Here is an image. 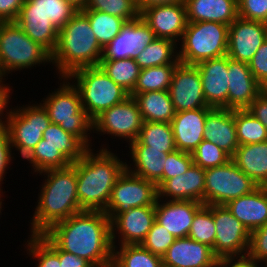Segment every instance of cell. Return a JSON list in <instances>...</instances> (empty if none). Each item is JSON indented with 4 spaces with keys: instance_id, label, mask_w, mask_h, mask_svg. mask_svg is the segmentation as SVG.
I'll return each mask as SVG.
<instances>
[{
    "instance_id": "cell-1",
    "label": "cell",
    "mask_w": 267,
    "mask_h": 267,
    "mask_svg": "<svg viewBox=\"0 0 267 267\" xmlns=\"http://www.w3.org/2000/svg\"><path fill=\"white\" fill-rule=\"evenodd\" d=\"M44 234L62 251L94 267H112L110 218L104 211L83 210L55 223Z\"/></svg>"
},
{
    "instance_id": "cell-2",
    "label": "cell",
    "mask_w": 267,
    "mask_h": 267,
    "mask_svg": "<svg viewBox=\"0 0 267 267\" xmlns=\"http://www.w3.org/2000/svg\"><path fill=\"white\" fill-rule=\"evenodd\" d=\"M92 151L87 149L72 163L76 168L78 202L82 210L105 211L111 191L127 164L106 148L95 155Z\"/></svg>"
},
{
    "instance_id": "cell-3",
    "label": "cell",
    "mask_w": 267,
    "mask_h": 267,
    "mask_svg": "<svg viewBox=\"0 0 267 267\" xmlns=\"http://www.w3.org/2000/svg\"><path fill=\"white\" fill-rule=\"evenodd\" d=\"M41 193L31 220L32 235H40L52 225L83 211L77 197L76 168L71 164L65 168L48 169Z\"/></svg>"
},
{
    "instance_id": "cell-4",
    "label": "cell",
    "mask_w": 267,
    "mask_h": 267,
    "mask_svg": "<svg viewBox=\"0 0 267 267\" xmlns=\"http://www.w3.org/2000/svg\"><path fill=\"white\" fill-rule=\"evenodd\" d=\"M103 48L99 45L88 17L81 11L58 30V41L51 61L60 72L61 78L73 71L99 66Z\"/></svg>"
},
{
    "instance_id": "cell-5",
    "label": "cell",
    "mask_w": 267,
    "mask_h": 267,
    "mask_svg": "<svg viewBox=\"0 0 267 267\" xmlns=\"http://www.w3.org/2000/svg\"><path fill=\"white\" fill-rule=\"evenodd\" d=\"M77 12L78 9L66 0H26L15 22L32 41L52 54L58 30Z\"/></svg>"
},
{
    "instance_id": "cell-6",
    "label": "cell",
    "mask_w": 267,
    "mask_h": 267,
    "mask_svg": "<svg viewBox=\"0 0 267 267\" xmlns=\"http://www.w3.org/2000/svg\"><path fill=\"white\" fill-rule=\"evenodd\" d=\"M71 78L77 81L74 86L79 91L83 109L92 120L129 97V93L116 84L100 66L79 68L64 77V80Z\"/></svg>"
},
{
    "instance_id": "cell-7",
    "label": "cell",
    "mask_w": 267,
    "mask_h": 267,
    "mask_svg": "<svg viewBox=\"0 0 267 267\" xmlns=\"http://www.w3.org/2000/svg\"><path fill=\"white\" fill-rule=\"evenodd\" d=\"M229 25L219 22H188L178 52L180 63L196 65L227 55Z\"/></svg>"
},
{
    "instance_id": "cell-8",
    "label": "cell",
    "mask_w": 267,
    "mask_h": 267,
    "mask_svg": "<svg viewBox=\"0 0 267 267\" xmlns=\"http://www.w3.org/2000/svg\"><path fill=\"white\" fill-rule=\"evenodd\" d=\"M41 104L48 113L51 123L58 124L74 135L87 149H91L88 131L93 130V120L83 109L79 91L70 82H63L57 91L46 97Z\"/></svg>"
},
{
    "instance_id": "cell-9",
    "label": "cell",
    "mask_w": 267,
    "mask_h": 267,
    "mask_svg": "<svg viewBox=\"0 0 267 267\" xmlns=\"http://www.w3.org/2000/svg\"><path fill=\"white\" fill-rule=\"evenodd\" d=\"M52 62L51 54L39 43L32 41L16 22L0 25V78L12 70Z\"/></svg>"
},
{
    "instance_id": "cell-10",
    "label": "cell",
    "mask_w": 267,
    "mask_h": 267,
    "mask_svg": "<svg viewBox=\"0 0 267 267\" xmlns=\"http://www.w3.org/2000/svg\"><path fill=\"white\" fill-rule=\"evenodd\" d=\"M204 183V205H225L259 187L232 160L222 166L205 169Z\"/></svg>"
},
{
    "instance_id": "cell-11",
    "label": "cell",
    "mask_w": 267,
    "mask_h": 267,
    "mask_svg": "<svg viewBox=\"0 0 267 267\" xmlns=\"http://www.w3.org/2000/svg\"><path fill=\"white\" fill-rule=\"evenodd\" d=\"M6 111V127L9 131L11 147H16L26 158L42 139L43 132L51 121L47 111L41 105L21 107Z\"/></svg>"
},
{
    "instance_id": "cell-12",
    "label": "cell",
    "mask_w": 267,
    "mask_h": 267,
    "mask_svg": "<svg viewBox=\"0 0 267 267\" xmlns=\"http://www.w3.org/2000/svg\"><path fill=\"white\" fill-rule=\"evenodd\" d=\"M158 189L154 182L138 177L127 169L114 185L105 213L119 215L134 207L155 205Z\"/></svg>"
},
{
    "instance_id": "cell-13",
    "label": "cell",
    "mask_w": 267,
    "mask_h": 267,
    "mask_svg": "<svg viewBox=\"0 0 267 267\" xmlns=\"http://www.w3.org/2000/svg\"><path fill=\"white\" fill-rule=\"evenodd\" d=\"M213 218L216 227L214 255L218 259L224 257L237 259V257L246 256L251 235L248 229L231 214L225 205H213Z\"/></svg>"
},
{
    "instance_id": "cell-14",
    "label": "cell",
    "mask_w": 267,
    "mask_h": 267,
    "mask_svg": "<svg viewBox=\"0 0 267 267\" xmlns=\"http://www.w3.org/2000/svg\"><path fill=\"white\" fill-rule=\"evenodd\" d=\"M143 123L137 102L129 96L97 116L93 120V129L103 134L123 137L131 143L138 138Z\"/></svg>"
},
{
    "instance_id": "cell-15",
    "label": "cell",
    "mask_w": 267,
    "mask_h": 267,
    "mask_svg": "<svg viewBox=\"0 0 267 267\" xmlns=\"http://www.w3.org/2000/svg\"><path fill=\"white\" fill-rule=\"evenodd\" d=\"M168 92L176 113L210 107L206 103L196 65L179 63L174 70Z\"/></svg>"
},
{
    "instance_id": "cell-16",
    "label": "cell",
    "mask_w": 267,
    "mask_h": 267,
    "mask_svg": "<svg viewBox=\"0 0 267 267\" xmlns=\"http://www.w3.org/2000/svg\"><path fill=\"white\" fill-rule=\"evenodd\" d=\"M267 40V23L235 19L228 30L227 56L235 61L246 62Z\"/></svg>"
},
{
    "instance_id": "cell-17",
    "label": "cell",
    "mask_w": 267,
    "mask_h": 267,
    "mask_svg": "<svg viewBox=\"0 0 267 267\" xmlns=\"http://www.w3.org/2000/svg\"><path fill=\"white\" fill-rule=\"evenodd\" d=\"M154 39L155 33L141 17L126 22L119 34L103 48L101 60L135 58Z\"/></svg>"
},
{
    "instance_id": "cell-18",
    "label": "cell",
    "mask_w": 267,
    "mask_h": 267,
    "mask_svg": "<svg viewBox=\"0 0 267 267\" xmlns=\"http://www.w3.org/2000/svg\"><path fill=\"white\" fill-rule=\"evenodd\" d=\"M109 218L113 249L117 231L121 235V245L141 244L155 221V205L134 207L119 215H109Z\"/></svg>"
},
{
    "instance_id": "cell-19",
    "label": "cell",
    "mask_w": 267,
    "mask_h": 267,
    "mask_svg": "<svg viewBox=\"0 0 267 267\" xmlns=\"http://www.w3.org/2000/svg\"><path fill=\"white\" fill-rule=\"evenodd\" d=\"M140 17L156 38L169 39L175 43L181 40L188 23L185 3L149 7L140 13Z\"/></svg>"
},
{
    "instance_id": "cell-20",
    "label": "cell",
    "mask_w": 267,
    "mask_h": 267,
    "mask_svg": "<svg viewBox=\"0 0 267 267\" xmlns=\"http://www.w3.org/2000/svg\"><path fill=\"white\" fill-rule=\"evenodd\" d=\"M196 66L207 105L228 109V56L204 60Z\"/></svg>"
},
{
    "instance_id": "cell-21",
    "label": "cell",
    "mask_w": 267,
    "mask_h": 267,
    "mask_svg": "<svg viewBox=\"0 0 267 267\" xmlns=\"http://www.w3.org/2000/svg\"><path fill=\"white\" fill-rule=\"evenodd\" d=\"M228 74V109H247L264 88L254 78L246 62L228 57Z\"/></svg>"
},
{
    "instance_id": "cell-22",
    "label": "cell",
    "mask_w": 267,
    "mask_h": 267,
    "mask_svg": "<svg viewBox=\"0 0 267 267\" xmlns=\"http://www.w3.org/2000/svg\"><path fill=\"white\" fill-rule=\"evenodd\" d=\"M155 203V220L174 237H188L195 213L204 205L193 200H168Z\"/></svg>"
},
{
    "instance_id": "cell-23",
    "label": "cell",
    "mask_w": 267,
    "mask_h": 267,
    "mask_svg": "<svg viewBox=\"0 0 267 267\" xmlns=\"http://www.w3.org/2000/svg\"><path fill=\"white\" fill-rule=\"evenodd\" d=\"M163 267H216L218 258L211 247L189 237L176 238L162 257Z\"/></svg>"
},
{
    "instance_id": "cell-24",
    "label": "cell",
    "mask_w": 267,
    "mask_h": 267,
    "mask_svg": "<svg viewBox=\"0 0 267 267\" xmlns=\"http://www.w3.org/2000/svg\"><path fill=\"white\" fill-rule=\"evenodd\" d=\"M212 107L177 112L171 121L177 150L192 153L204 140L205 119Z\"/></svg>"
},
{
    "instance_id": "cell-25",
    "label": "cell",
    "mask_w": 267,
    "mask_h": 267,
    "mask_svg": "<svg viewBox=\"0 0 267 267\" xmlns=\"http://www.w3.org/2000/svg\"><path fill=\"white\" fill-rule=\"evenodd\" d=\"M203 138L214 143L232 157L239 146L234 110L213 108L205 119Z\"/></svg>"
},
{
    "instance_id": "cell-26",
    "label": "cell",
    "mask_w": 267,
    "mask_h": 267,
    "mask_svg": "<svg viewBox=\"0 0 267 267\" xmlns=\"http://www.w3.org/2000/svg\"><path fill=\"white\" fill-rule=\"evenodd\" d=\"M205 169L192 164L186 172L166 180L158 188V197L169 200H193L204 204Z\"/></svg>"
},
{
    "instance_id": "cell-27",
    "label": "cell",
    "mask_w": 267,
    "mask_h": 267,
    "mask_svg": "<svg viewBox=\"0 0 267 267\" xmlns=\"http://www.w3.org/2000/svg\"><path fill=\"white\" fill-rule=\"evenodd\" d=\"M225 206L251 233L267 222V186H259Z\"/></svg>"
},
{
    "instance_id": "cell-28",
    "label": "cell",
    "mask_w": 267,
    "mask_h": 267,
    "mask_svg": "<svg viewBox=\"0 0 267 267\" xmlns=\"http://www.w3.org/2000/svg\"><path fill=\"white\" fill-rule=\"evenodd\" d=\"M188 22H219L230 25L238 15V0H185Z\"/></svg>"
},
{
    "instance_id": "cell-29",
    "label": "cell",
    "mask_w": 267,
    "mask_h": 267,
    "mask_svg": "<svg viewBox=\"0 0 267 267\" xmlns=\"http://www.w3.org/2000/svg\"><path fill=\"white\" fill-rule=\"evenodd\" d=\"M231 160L259 186H267V141L239 145Z\"/></svg>"
},
{
    "instance_id": "cell-30",
    "label": "cell",
    "mask_w": 267,
    "mask_h": 267,
    "mask_svg": "<svg viewBox=\"0 0 267 267\" xmlns=\"http://www.w3.org/2000/svg\"><path fill=\"white\" fill-rule=\"evenodd\" d=\"M135 169L127 165V170L141 178L152 181L157 189L163 184V170L168 153L162 150L149 149L147 145H130ZM129 166V167H128Z\"/></svg>"
},
{
    "instance_id": "cell-31",
    "label": "cell",
    "mask_w": 267,
    "mask_h": 267,
    "mask_svg": "<svg viewBox=\"0 0 267 267\" xmlns=\"http://www.w3.org/2000/svg\"><path fill=\"white\" fill-rule=\"evenodd\" d=\"M139 106L144 121L171 123L176 111L168 91L129 94Z\"/></svg>"
},
{
    "instance_id": "cell-32",
    "label": "cell",
    "mask_w": 267,
    "mask_h": 267,
    "mask_svg": "<svg viewBox=\"0 0 267 267\" xmlns=\"http://www.w3.org/2000/svg\"><path fill=\"white\" fill-rule=\"evenodd\" d=\"M130 145H147L149 149L170 153L176 150L171 123L144 121L138 138Z\"/></svg>"
},
{
    "instance_id": "cell-33",
    "label": "cell",
    "mask_w": 267,
    "mask_h": 267,
    "mask_svg": "<svg viewBox=\"0 0 267 267\" xmlns=\"http://www.w3.org/2000/svg\"><path fill=\"white\" fill-rule=\"evenodd\" d=\"M177 43L164 38H156L147 47L138 52L135 60L140 69L161 66L165 64H179ZM176 54V55H174Z\"/></svg>"
},
{
    "instance_id": "cell-34",
    "label": "cell",
    "mask_w": 267,
    "mask_h": 267,
    "mask_svg": "<svg viewBox=\"0 0 267 267\" xmlns=\"http://www.w3.org/2000/svg\"><path fill=\"white\" fill-rule=\"evenodd\" d=\"M41 145L57 148L71 163L80 159L87 150L74 135L53 123L43 132Z\"/></svg>"
},
{
    "instance_id": "cell-35",
    "label": "cell",
    "mask_w": 267,
    "mask_h": 267,
    "mask_svg": "<svg viewBox=\"0 0 267 267\" xmlns=\"http://www.w3.org/2000/svg\"><path fill=\"white\" fill-rule=\"evenodd\" d=\"M178 64H165L141 69L134 90L130 94L168 91Z\"/></svg>"
},
{
    "instance_id": "cell-36",
    "label": "cell",
    "mask_w": 267,
    "mask_h": 267,
    "mask_svg": "<svg viewBox=\"0 0 267 267\" xmlns=\"http://www.w3.org/2000/svg\"><path fill=\"white\" fill-rule=\"evenodd\" d=\"M113 249L112 267H163L162 257L151 253L141 244L121 245Z\"/></svg>"
},
{
    "instance_id": "cell-37",
    "label": "cell",
    "mask_w": 267,
    "mask_h": 267,
    "mask_svg": "<svg viewBox=\"0 0 267 267\" xmlns=\"http://www.w3.org/2000/svg\"><path fill=\"white\" fill-rule=\"evenodd\" d=\"M99 66L126 92L130 94L134 90L141 70L135 58L101 60Z\"/></svg>"
},
{
    "instance_id": "cell-38",
    "label": "cell",
    "mask_w": 267,
    "mask_h": 267,
    "mask_svg": "<svg viewBox=\"0 0 267 267\" xmlns=\"http://www.w3.org/2000/svg\"><path fill=\"white\" fill-rule=\"evenodd\" d=\"M89 19L99 45L104 48L121 31L126 21L117 16L96 10H81Z\"/></svg>"
},
{
    "instance_id": "cell-39",
    "label": "cell",
    "mask_w": 267,
    "mask_h": 267,
    "mask_svg": "<svg viewBox=\"0 0 267 267\" xmlns=\"http://www.w3.org/2000/svg\"><path fill=\"white\" fill-rule=\"evenodd\" d=\"M234 120L239 145L267 141L266 127L247 109L234 110Z\"/></svg>"
},
{
    "instance_id": "cell-40",
    "label": "cell",
    "mask_w": 267,
    "mask_h": 267,
    "mask_svg": "<svg viewBox=\"0 0 267 267\" xmlns=\"http://www.w3.org/2000/svg\"><path fill=\"white\" fill-rule=\"evenodd\" d=\"M216 236L213 205H203L196 213L188 237L212 248Z\"/></svg>"
},
{
    "instance_id": "cell-41",
    "label": "cell",
    "mask_w": 267,
    "mask_h": 267,
    "mask_svg": "<svg viewBox=\"0 0 267 267\" xmlns=\"http://www.w3.org/2000/svg\"><path fill=\"white\" fill-rule=\"evenodd\" d=\"M25 159L30 161L37 173L48 169L65 168L72 164L57 148L41 145V140Z\"/></svg>"
},
{
    "instance_id": "cell-42",
    "label": "cell",
    "mask_w": 267,
    "mask_h": 267,
    "mask_svg": "<svg viewBox=\"0 0 267 267\" xmlns=\"http://www.w3.org/2000/svg\"><path fill=\"white\" fill-rule=\"evenodd\" d=\"M30 238L27 247L29 254L37 258V267H61L60 249L44 233Z\"/></svg>"
},
{
    "instance_id": "cell-43",
    "label": "cell",
    "mask_w": 267,
    "mask_h": 267,
    "mask_svg": "<svg viewBox=\"0 0 267 267\" xmlns=\"http://www.w3.org/2000/svg\"><path fill=\"white\" fill-rule=\"evenodd\" d=\"M82 10L102 11L122 18L126 22L136 20L140 17L135 0H87Z\"/></svg>"
},
{
    "instance_id": "cell-44",
    "label": "cell",
    "mask_w": 267,
    "mask_h": 267,
    "mask_svg": "<svg viewBox=\"0 0 267 267\" xmlns=\"http://www.w3.org/2000/svg\"><path fill=\"white\" fill-rule=\"evenodd\" d=\"M191 154L193 164L202 169L222 166L231 160V157L224 150L206 140H203Z\"/></svg>"
},
{
    "instance_id": "cell-45",
    "label": "cell",
    "mask_w": 267,
    "mask_h": 267,
    "mask_svg": "<svg viewBox=\"0 0 267 267\" xmlns=\"http://www.w3.org/2000/svg\"><path fill=\"white\" fill-rule=\"evenodd\" d=\"M175 240L176 237L155 220L141 245L151 253L163 257Z\"/></svg>"
},
{
    "instance_id": "cell-46",
    "label": "cell",
    "mask_w": 267,
    "mask_h": 267,
    "mask_svg": "<svg viewBox=\"0 0 267 267\" xmlns=\"http://www.w3.org/2000/svg\"><path fill=\"white\" fill-rule=\"evenodd\" d=\"M193 164L192 154L174 150L166 156L163 170V183L175 176L183 174Z\"/></svg>"
},
{
    "instance_id": "cell-47",
    "label": "cell",
    "mask_w": 267,
    "mask_h": 267,
    "mask_svg": "<svg viewBox=\"0 0 267 267\" xmlns=\"http://www.w3.org/2000/svg\"><path fill=\"white\" fill-rule=\"evenodd\" d=\"M239 18L267 23V0H238Z\"/></svg>"
},
{
    "instance_id": "cell-48",
    "label": "cell",
    "mask_w": 267,
    "mask_h": 267,
    "mask_svg": "<svg viewBox=\"0 0 267 267\" xmlns=\"http://www.w3.org/2000/svg\"><path fill=\"white\" fill-rule=\"evenodd\" d=\"M247 255L260 263H267V222L251 232Z\"/></svg>"
},
{
    "instance_id": "cell-49",
    "label": "cell",
    "mask_w": 267,
    "mask_h": 267,
    "mask_svg": "<svg viewBox=\"0 0 267 267\" xmlns=\"http://www.w3.org/2000/svg\"><path fill=\"white\" fill-rule=\"evenodd\" d=\"M248 66L257 82L264 89L267 88V40L256 51Z\"/></svg>"
},
{
    "instance_id": "cell-50",
    "label": "cell",
    "mask_w": 267,
    "mask_h": 267,
    "mask_svg": "<svg viewBox=\"0 0 267 267\" xmlns=\"http://www.w3.org/2000/svg\"><path fill=\"white\" fill-rule=\"evenodd\" d=\"M11 144L7 127L0 128V182L3 181L6 168L11 158ZM1 184V183H0Z\"/></svg>"
},
{
    "instance_id": "cell-51",
    "label": "cell",
    "mask_w": 267,
    "mask_h": 267,
    "mask_svg": "<svg viewBox=\"0 0 267 267\" xmlns=\"http://www.w3.org/2000/svg\"><path fill=\"white\" fill-rule=\"evenodd\" d=\"M26 0H0V21L15 22Z\"/></svg>"
},
{
    "instance_id": "cell-52",
    "label": "cell",
    "mask_w": 267,
    "mask_h": 267,
    "mask_svg": "<svg viewBox=\"0 0 267 267\" xmlns=\"http://www.w3.org/2000/svg\"><path fill=\"white\" fill-rule=\"evenodd\" d=\"M247 110L256 117L267 130V91L265 89L249 105Z\"/></svg>"
},
{
    "instance_id": "cell-53",
    "label": "cell",
    "mask_w": 267,
    "mask_h": 267,
    "mask_svg": "<svg viewBox=\"0 0 267 267\" xmlns=\"http://www.w3.org/2000/svg\"><path fill=\"white\" fill-rule=\"evenodd\" d=\"M234 257H224L218 259L219 267H259L258 261L251 259L248 255L239 257V259L234 260ZM233 262V263H232Z\"/></svg>"
},
{
    "instance_id": "cell-54",
    "label": "cell",
    "mask_w": 267,
    "mask_h": 267,
    "mask_svg": "<svg viewBox=\"0 0 267 267\" xmlns=\"http://www.w3.org/2000/svg\"><path fill=\"white\" fill-rule=\"evenodd\" d=\"M61 267H94L89 261L60 249Z\"/></svg>"
},
{
    "instance_id": "cell-55",
    "label": "cell",
    "mask_w": 267,
    "mask_h": 267,
    "mask_svg": "<svg viewBox=\"0 0 267 267\" xmlns=\"http://www.w3.org/2000/svg\"><path fill=\"white\" fill-rule=\"evenodd\" d=\"M136 6L141 13L143 10L165 4L185 3V0H135Z\"/></svg>"
},
{
    "instance_id": "cell-56",
    "label": "cell",
    "mask_w": 267,
    "mask_h": 267,
    "mask_svg": "<svg viewBox=\"0 0 267 267\" xmlns=\"http://www.w3.org/2000/svg\"><path fill=\"white\" fill-rule=\"evenodd\" d=\"M4 80L3 78H0V116L4 114V109L5 107H8L7 104L9 102V96H10V90L6 84L4 85L2 82ZM3 120L0 118V128L5 127L7 123H5Z\"/></svg>"
},
{
    "instance_id": "cell-57",
    "label": "cell",
    "mask_w": 267,
    "mask_h": 267,
    "mask_svg": "<svg viewBox=\"0 0 267 267\" xmlns=\"http://www.w3.org/2000/svg\"><path fill=\"white\" fill-rule=\"evenodd\" d=\"M66 1L72 4L78 10L84 9L86 2H87V0H66Z\"/></svg>"
},
{
    "instance_id": "cell-58",
    "label": "cell",
    "mask_w": 267,
    "mask_h": 267,
    "mask_svg": "<svg viewBox=\"0 0 267 267\" xmlns=\"http://www.w3.org/2000/svg\"><path fill=\"white\" fill-rule=\"evenodd\" d=\"M0 193H1V188H0ZM1 195V194H0ZM1 197V196H0ZM2 201H1V199H0V213H1V209H2Z\"/></svg>"
}]
</instances>
